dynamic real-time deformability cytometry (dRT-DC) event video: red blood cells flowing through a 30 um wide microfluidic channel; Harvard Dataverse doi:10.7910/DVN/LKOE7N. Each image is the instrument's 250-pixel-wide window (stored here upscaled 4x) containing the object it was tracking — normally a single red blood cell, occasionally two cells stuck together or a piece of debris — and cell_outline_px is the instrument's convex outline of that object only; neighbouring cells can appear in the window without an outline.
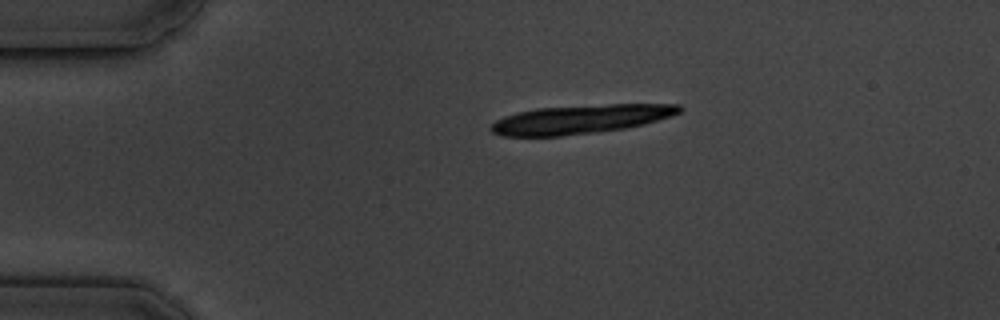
{"species": "common noctule bat (a hibernating species)", "species_latin": "Nyctalus noctula", "temperature_condition": "cold", "stored_images_in_passage": 6, "camera_frame_rate_fps": 3000, "um_per_image_px": 0.085, "animal": {"sex": "male", "body_mass_g": 19.5, "forearm_length_mm": 54.6}, "frame": {"image": 1, "passage_image": 1, "time_ms": 0.0, "image_size_px": [1000, 320], "cell_outline_px": [[684, 108], [680, 112], [672, 116], [644, 124], [624, 128], [596, 132], [560, 136], [500, 136], [492, 132], [488, 128], [496, 120], [504, 116], [516, 112], [536, 108], [608, 104], [680, 104]], "centroid_in_image_um": [49.34, 10.13], "position_along_channel_um": 35.7, "area_um2": 31.79}}
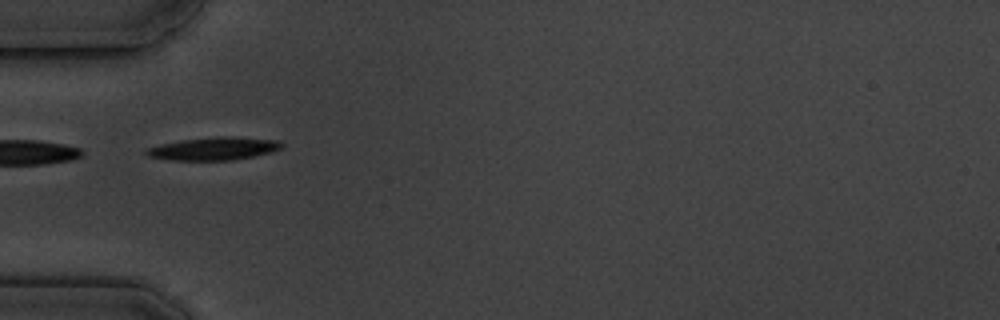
{"frame": {"image": 2, "passage_image": 3, "time_ms": 2.333, "image_size_px": [1000, 320], "cell_outline_px": [[284, 148], [272, 152], [256, 156], [232, 160], [172, 160], [148, 156], [144, 152], [144, 148], [160, 144], [180, 140], [216, 136], [232, 136], [280, 140], [284, 144]], "centroid_in_image_um": [18.21, 12.62], "position_along_channel_um": 66.8, "area_um2": 18.44}}